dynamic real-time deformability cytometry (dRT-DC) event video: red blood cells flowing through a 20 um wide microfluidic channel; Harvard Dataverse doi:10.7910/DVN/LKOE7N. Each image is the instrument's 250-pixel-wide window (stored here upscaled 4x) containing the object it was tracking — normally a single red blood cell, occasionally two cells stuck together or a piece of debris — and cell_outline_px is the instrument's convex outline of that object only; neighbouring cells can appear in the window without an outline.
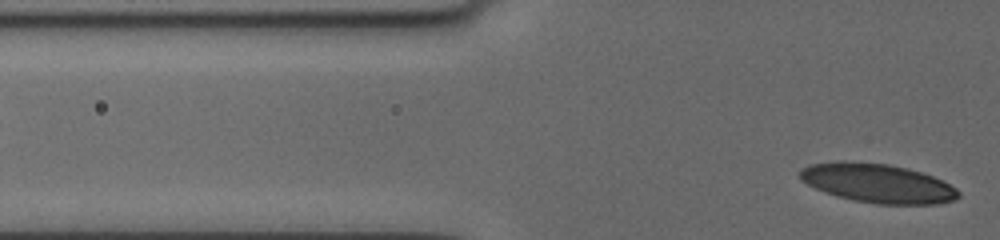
{"species": "human", "species_latin": "Homo sapiens", "temperature_condition": "cold", "stored_images_in_passage": 10, "segment_of_instrument_passage": [2, 2], "camera_frame_rate_fps": 3000, "um_per_image_px": 0.085, "donor": {"sex": "female"}, "frame": {"image": 1, "passage_image": 10, "time_ms": 8.667, "image_size_px": [1000, 240], "cell_outline_px": [[960, 196], [952, 200], [936, 204], [876, 204], [852, 200], [836, 196], [824, 192], [800, 180], [800, 172], [804, 168], [812, 164], [840, 160], [844, 160], [888, 164], [908, 168], [932, 176], [956, 188], [960, 192]], "centroid_in_image_um": [74.58, 15.57], "position_along_channel_um": 51.2, "area_um2": 35.95}}